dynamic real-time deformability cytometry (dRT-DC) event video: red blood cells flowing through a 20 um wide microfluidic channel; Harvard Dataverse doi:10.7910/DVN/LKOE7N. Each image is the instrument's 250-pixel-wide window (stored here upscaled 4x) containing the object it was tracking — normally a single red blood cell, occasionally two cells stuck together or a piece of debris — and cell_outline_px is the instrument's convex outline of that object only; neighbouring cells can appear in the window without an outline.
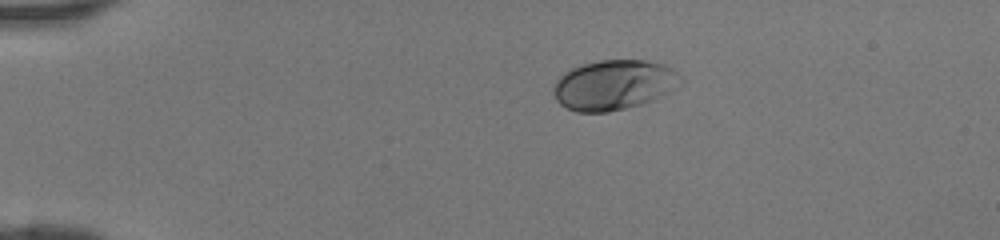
{"species": "human", "species_latin": "Homo sapiens", "temperature_condition": "room temperature", "stored_images_in_passage": 37, "camera_frame_rate_fps": 3000, "um_per_image_px": 0.085, "donor": {"sex": "female"}, "frame": {"image": 1, "passage_image": 1, "time_ms": 0.0, "image_size_px": [1000, 240], "cell_outline_px": [[684, 80], [660, 96], [652, 100], [640, 104], [608, 112], [576, 112], [560, 104], [556, 100], [552, 92], [552, 88], [556, 80], [564, 72], [580, 64], [600, 60], [648, 60], [664, 64], [676, 72]], "centroid_in_image_um": [52.12, 7.2], "position_along_channel_um": 32.9, "area_um2": 36.93}}
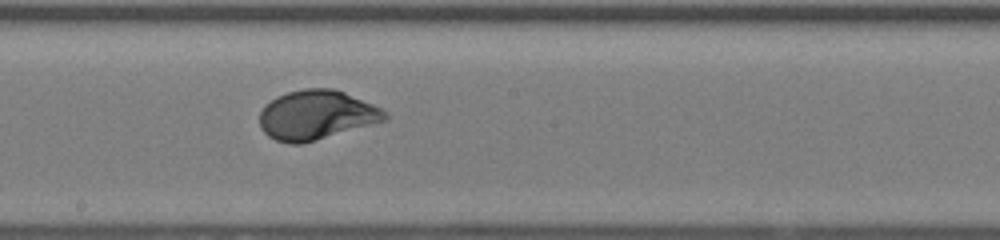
{"frame": {"image": 2, "passage_image": 18, "time_ms": 5.667, "image_size_px": [1000, 240], "cell_outline_px": [[388, 120], [300, 144], [288, 144], [276, 140], [268, 136], [260, 128], [260, 112], [264, 104], [276, 96], [288, 92], [304, 88], [332, 88], [344, 92], [372, 104], [380, 108], [388, 116]], "centroid_in_image_um": [26.86, 9.77], "position_along_channel_um": 221.3, "area_um2": 35.95}}
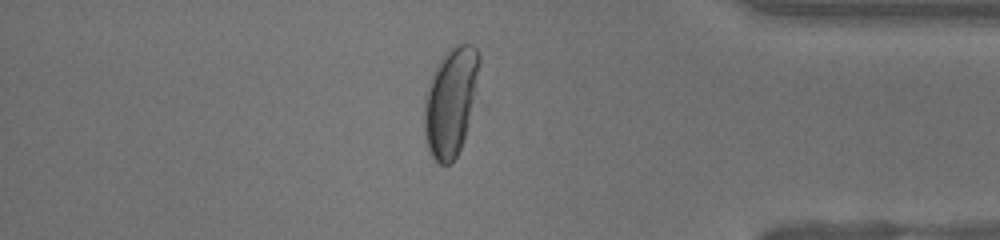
{"frame": {"image": 3, "passage_image": 31, "time_ms": 10.0, "image_size_px": [1000, 240], "cell_outline_px": [[480, 60], [464, 140], [456, 156], [448, 164], [440, 164], [428, 152], [424, 140], [424, 96], [428, 84], [444, 52], [448, 48], [456, 44], [472, 44], [476, 48], [480, 56]], "centroid_in_image_um": [38.25, 8.64], "position_along_channel_um": 396.9, "area_um2": 34.28}}